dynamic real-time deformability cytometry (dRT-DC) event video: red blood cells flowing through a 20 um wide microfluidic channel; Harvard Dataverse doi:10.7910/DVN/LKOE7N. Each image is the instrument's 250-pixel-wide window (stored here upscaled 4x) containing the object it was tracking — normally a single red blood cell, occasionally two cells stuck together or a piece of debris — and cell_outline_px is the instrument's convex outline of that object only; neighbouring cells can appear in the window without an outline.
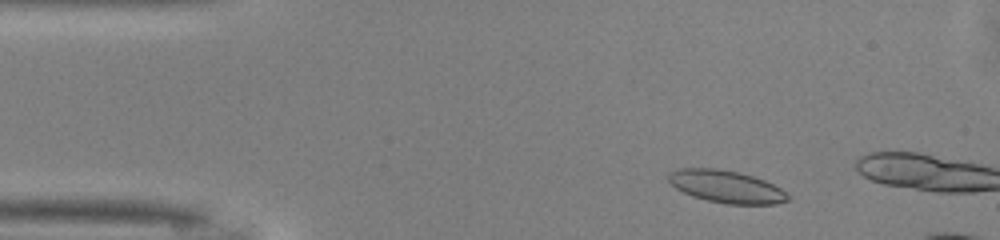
{"species": "common noctule bat (a hibernating species)", "species_latin": "Nyctalus noctula", "temperature_condition": "warm", "stored_images_in_passage": 10, "camera_frame_rate_fps": 3000, "um_per_image_px": 0.085, "animal": {"sex": "male", "body_mass_g": 13.0, "forearm_length_mm": 53.1}, "frame": {"image": 1, "passage_image": 5, "time_ms": 1.333, "image_size_px": [1000, 240], "cell_outline_px": [[788, 200], [776, 204], [728, 204], [708, 200], [692, 196], [676, 188], [668, 180], [668, 172], [680, 168], [716, 168], [740, 172], [764, 180], [780, 188], [788, 196]], "centroid_in_image_um": [61.7, 15.85], "position_along_channel_um": 23.3, "area_um2": 22.37}}